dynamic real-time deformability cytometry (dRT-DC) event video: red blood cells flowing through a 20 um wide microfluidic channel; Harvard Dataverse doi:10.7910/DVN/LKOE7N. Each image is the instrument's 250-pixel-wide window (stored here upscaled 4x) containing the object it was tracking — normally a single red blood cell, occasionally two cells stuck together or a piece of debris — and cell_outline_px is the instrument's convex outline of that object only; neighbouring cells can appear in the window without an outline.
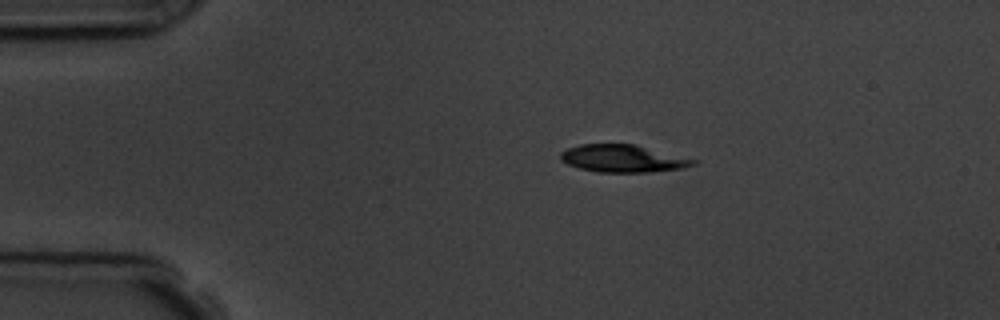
{"species": "common noctule bat (a hibernating species)", "species_latin": "Nyctalus noctula", "temperature_condition": "room temperature", "stored_images_in_passage": 9, "camera_frame_rate_fps": 3000, "um_per_image_px": 0.085, "animal": {"sex": "male", "body_mass_g": 19.5, "forearm_length_mm": 54.6}, "frame": {"image": 1, "passage_image": 4, "time_ms": 3.333, "image_size_px": [1000, 320], "cell_outline_px": [[700, 160], [696, 164], [684, 168], [648, 172], [596, 172], [580, 168], [568, 164], [560, 160], [560, 152], [568, 148], [580, 144], [632, 144]], "centroid_in_image_um": [52.96, 13.48], "position_along_channel_um": 32.0, "area_um2": 21.21}}
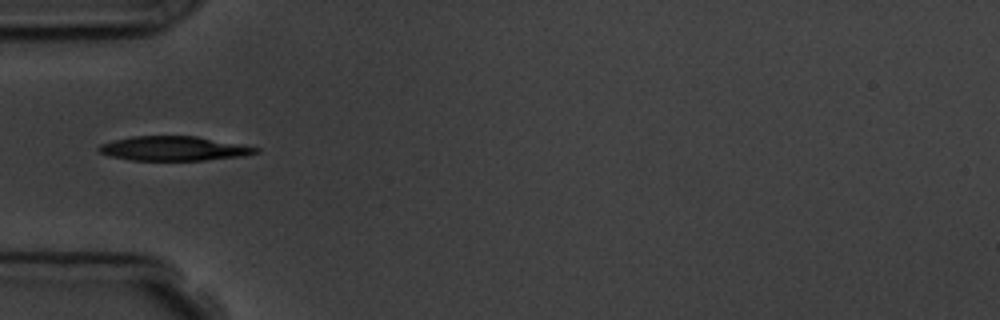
{"frame": {"image": 2, "passage_image": 6, "time_ms": 5.667, "image_size_px": [1000, 320], "cell_outline_px": [[260, 152], [244, 156], [204, 160], [132, 160], [112, 156], [100, 152], [100, 144], [132, 136], [196, 136], [240, 144], [260, 148]], "centroid_in_image_um": [14.84, 12.62], "position_along_channel_um": 70.2, "area_um2": 22.02}}